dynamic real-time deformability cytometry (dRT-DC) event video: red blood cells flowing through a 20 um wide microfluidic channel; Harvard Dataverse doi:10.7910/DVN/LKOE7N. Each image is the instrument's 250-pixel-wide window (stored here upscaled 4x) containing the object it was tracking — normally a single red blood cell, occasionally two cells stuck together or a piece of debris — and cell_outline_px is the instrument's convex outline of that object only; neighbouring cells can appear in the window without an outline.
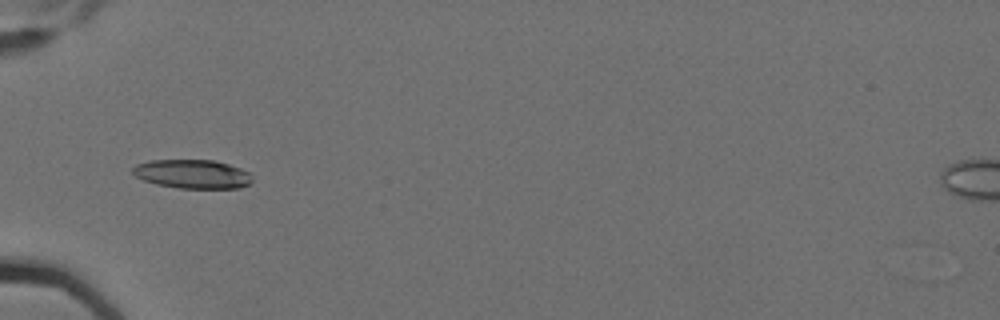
{"species": "Egyptian fruit bat (a non-hibernating species)", "species_latin": "Rousettus aegyptiacus", "temperature_condition": "cold", "stored_images_in_passage": 8, "camera_frame_rate_fps": 3000, "um_per_image_px": 0.085, "animal": {"sex": "female"}, "frame": {"image": 1, "passage_image": 5, "time_ms": 1.333, "image_size_px": [1000, 320], "cell_outline_px": [[252, 184], [236, 188], [176, 188], [156, 184], [144, 180], [136, 176], [132, 172], [132, 168], [136, 164], [148, 160], [212, 160], [228, 164], [240, 168], [248, 172], [252, 176]], "centroid_in_image_um": [16.35, 14.79], "position_along_channel_um": 68.6, "area_um2": 20.17}}
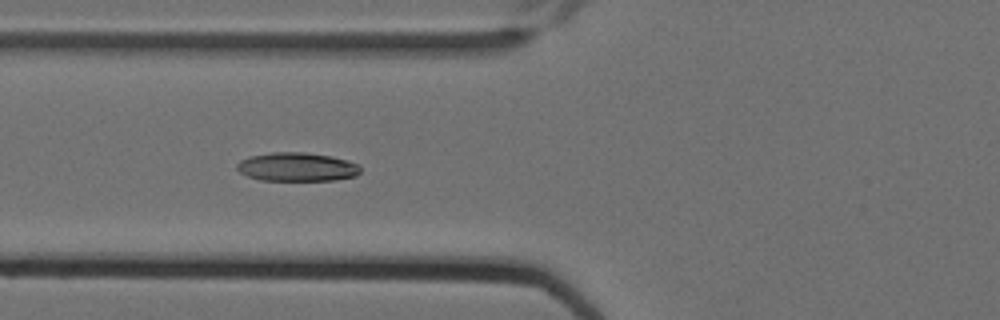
{"frame": {"image": 2, "passage_image": 6, "time_ms": 1.667, "image_size_px": [1000, 320], "cell_outline_px": [[360, 172], [356, 176], [336, 180], [260, 180], [248, 176], [240, 172], [236, 168], [236, 164], [240, 160], [248, 156], [272, 152], [304, 152], [332, 156], [348, 160], [360, 164]], "centroid_in_image_um": [25.25, 14.18], "position_along_channel_um": 100.5, "area_um2": 20.87}}
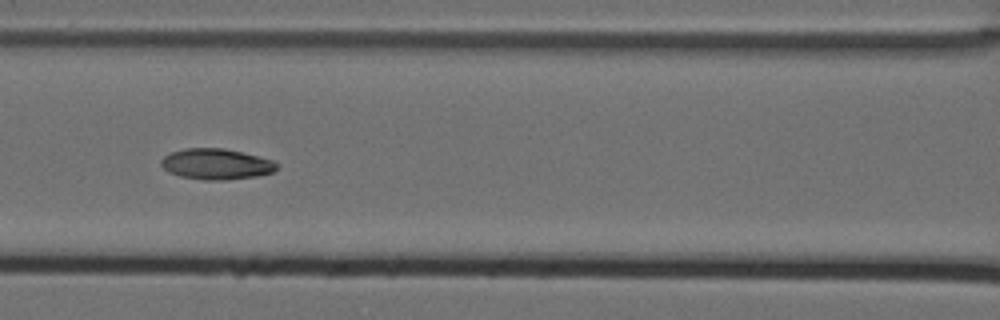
{"frame": {"image": 3, "passage_image": 7, "time_ms": 2.0, "image_size_px": [1000, 320], "cell_outline_px": [[276, 168], [272, 172], [256, 176], [224, 180], [204, 180], [180, 176], [168, 172], [160, 164], [160, 160], [164, 156], [172, 152], [184, 148], [224, 148], [260, 156], [272, 160], [276, 164]], "centroid_in_image_um": [18.35, 13.94], "position_along_channel_um": 148.3, "area_um2": 20.69}}